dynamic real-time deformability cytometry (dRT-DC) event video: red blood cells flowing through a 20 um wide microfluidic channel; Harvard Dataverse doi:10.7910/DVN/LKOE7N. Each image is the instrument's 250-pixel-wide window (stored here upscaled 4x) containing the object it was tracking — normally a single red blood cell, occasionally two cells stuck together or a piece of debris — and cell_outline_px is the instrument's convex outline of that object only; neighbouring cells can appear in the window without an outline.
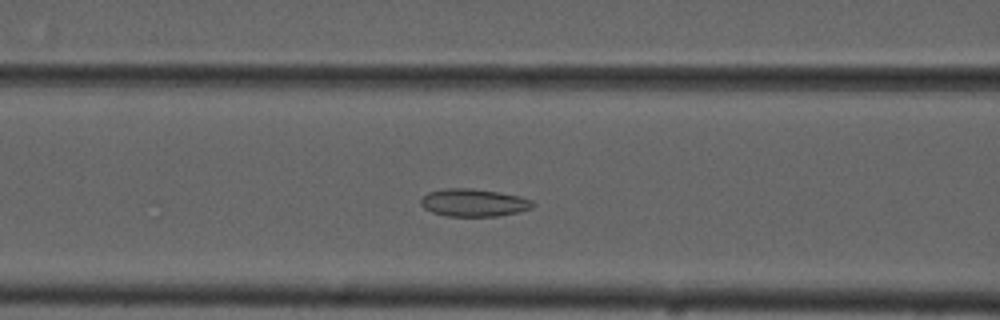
{"species": "common noctule bat (a hibernating species)", "species_latin": "Nyctalus noctula", "temperature_condition": "cold", "stored_images_in_passage": 50, "camera_frame_rate_fps": 3000, "um_per_image_px": 0.085, "animal": {"sex": "male", "forearm_length_mm": 52.5}, "frame": {"image": 1, "passage_image": 18, "time_ms": 5.667, "image_size_px": [1000, 320], "cell_outline_px": [[536, 204], [532, 208], [516, 212], [496, 216], [448, 216], [432, 212], [424, 208], [420, 204], [420, 200], [428, 192], [448, 188], [472, 188], [500, 192], [520, 196], [532, 200]], "centroid_in_image_um": [40.27, 17.22], "position_along_channel_um": 126.3, "area_um2": 18.03}}
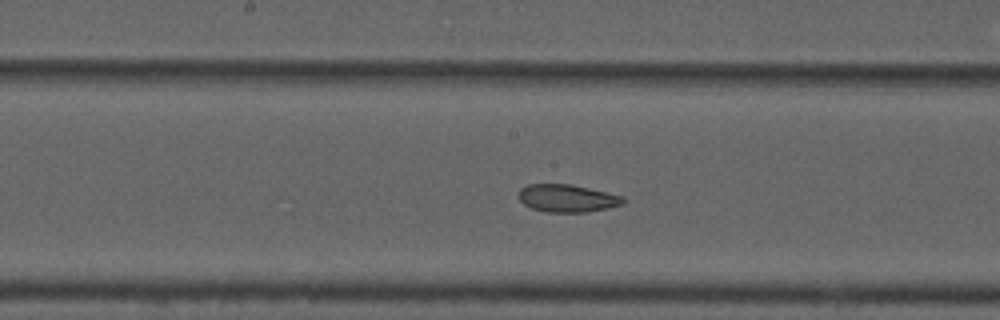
{"frame": {"image": 2, "passage_image": 24, "time_ms": 7.667, "image_size_px": [1000, 320], "cell_outline_px": [[624, 204], [608, 208], [588, 212], [548, 212], [532, 208], [524, 204], [516, 196], [520, 188], [528, 184], [572, 184], [624, 196]], "centroid_in_image_um": [48.2, 16.84], "position_along_channel_um": 200.0, "area_um2": 16.99}}
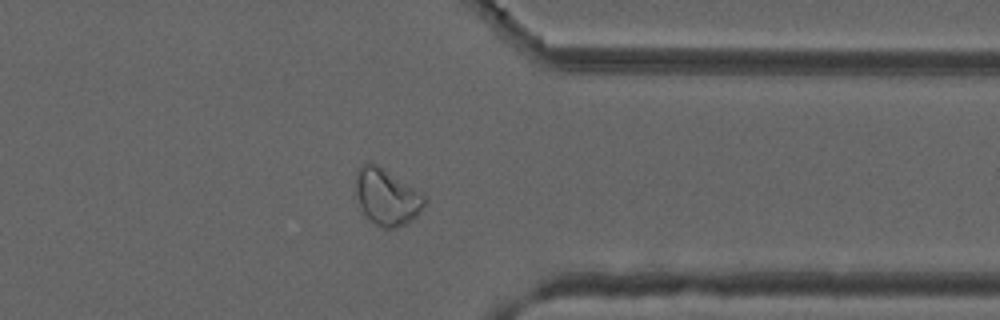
{"frame": {"image": 3, "passage_image": 39, "time_ms": 12.667, "image_size_px": [1000, 320], "cell_outline_px": [[428, 200], [424, 208], [416, 216], [404, 224], [396, 228], [384, 228], [376, 224], [364, 216], [352, 196], [356, 168], [360, 164], [376, 164], [384, 168], [420, 192]], "centroid_in_image_um": [32.78, 16.73], "position_along_channel_um": 378.6, "area_um2": 23.29}, "authors_computed_cell_mechanics": {"area_um2": 20.0855, "velocity_mm_per_s": 3.6915, "shape_relaxation_time_tau1_ms": null, "shape_relaxation_time_tau2_ms": 3.3022, "deformation_change_tau1": null, "deformation_change_tau2": 0.0775}}